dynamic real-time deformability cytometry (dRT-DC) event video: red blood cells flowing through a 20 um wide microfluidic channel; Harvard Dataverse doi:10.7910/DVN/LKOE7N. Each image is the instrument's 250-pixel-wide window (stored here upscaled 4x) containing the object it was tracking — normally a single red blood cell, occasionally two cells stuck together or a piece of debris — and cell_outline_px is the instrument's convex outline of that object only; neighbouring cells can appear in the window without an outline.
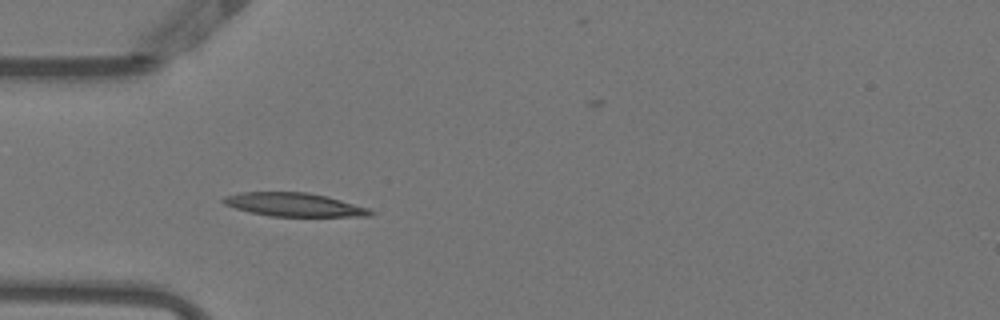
{"species": "Egyptian fruit bat (a non-hibernating species)", "species_latin": "Rousettus aegyptiacus", "temperature_condition": "warm", "stored_images_in_passage": 5, "camera_frame_rate_fps": 3000, "um_per_image_px": 0.085, "animal": {"sex": "female"}, "frame": {"image": 1, "passage_image": 1, "time_ms": 0.0, "image_size_px": [1000, 320], "cell_outline_px": [[376, 212], [372, 216], [268, 216], [236, 208], [224, 204], [220, 200], [224, 196], [240, 192], [308, 192], [328, 196], [368, 208]], "centroid_in_image_um": [25.0, 17.39], "position_along_channel_um": 60.0, "area_um2": 20.17}}
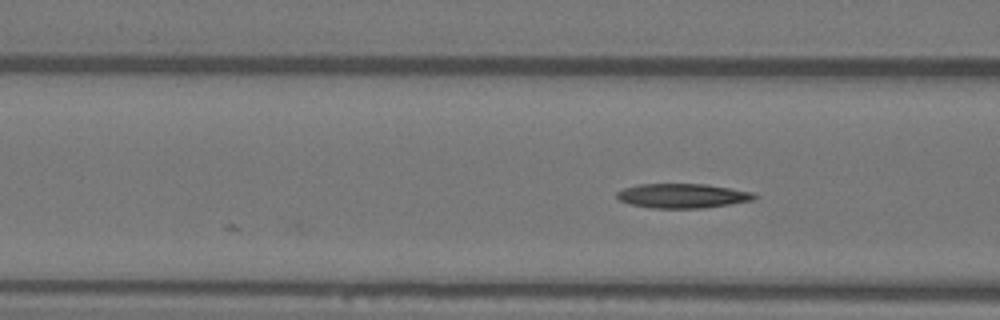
{"frame": {"image": 2, "passage_image": 5, "time_ms": 1.333, "image_size_px": [1000, 320], "cell_outline_px": [[760, 196], [752, 200], [704, 208], [652, 208], [632, 204], [620, 200], [616, 196], [616, 192], [624, 188], [636, 184], [708, 184], [756, 192]], "centroid_in_image_um": [58.06, 16.63], "position_along_channel_um": 108.5, "area_um2": 19.71}}